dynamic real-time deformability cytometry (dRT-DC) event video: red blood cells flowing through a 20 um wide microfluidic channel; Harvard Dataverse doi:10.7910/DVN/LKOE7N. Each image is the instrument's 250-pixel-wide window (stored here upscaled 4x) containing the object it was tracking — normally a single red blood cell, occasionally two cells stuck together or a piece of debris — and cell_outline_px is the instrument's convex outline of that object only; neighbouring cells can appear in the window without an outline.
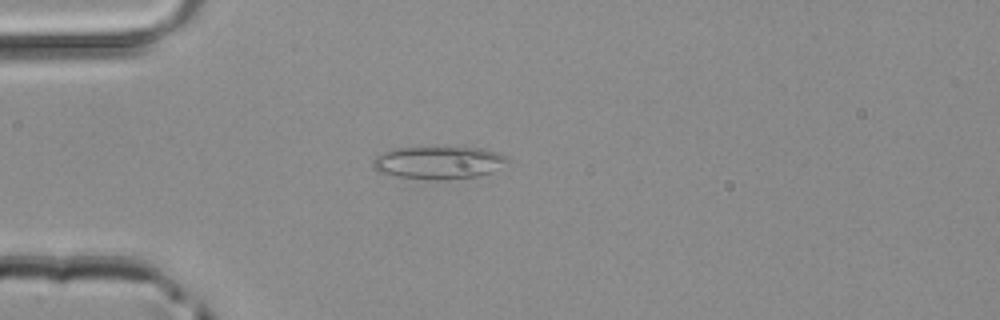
{"species": "common noctule bat (a hibernating species)", "species_latin": "Nyctalus noctula", "temperature_condition": "room temperature", "stored_images_in_passage": 33, "camera_frame_rate_fps": 3000, "um_per_image_px": 0.085, "animal": {"sex": "male", "body_mass_g": 20.4}, "frame": {"image": 1, "passage_image": 3, "time_ms": 0.667, "image_size_px": [1000, 320], "cell_outline_px": [[508, 160], [492, 172], [480, 176], [448, 180], [432, 180], [396, 176], [380, 172], [372, 168], [372, 160], [376, 156], [384, 152], [396, 148], [484, 148], [508, 156]], "centroid_in_image_um": [37.27, 13.84], "position_along_channel_um": 47.7, "area_um2": 25.55}}
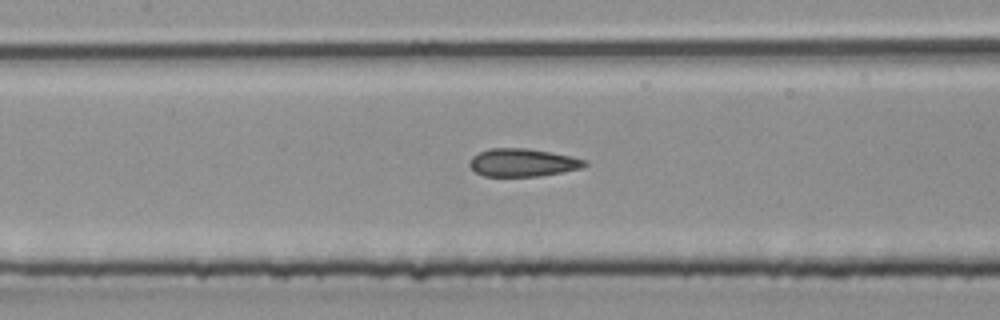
{"frame": {"image": 2, "passage_image": 12, "time_ms": 3.667, "image_size_px": [1000, 320], "cell_outline_px": [[588, 164], [580, 168], [540, 176], [484, 176], [476, 172], [468, 164], [472, 156], [480, 152], [492, 148], [524, 148], [572, 156], [588, 160]], "centroid_in_image_um": [44.43, 13.82], "position_along_channel_um": 163.0, "area_um2": 18.55}}
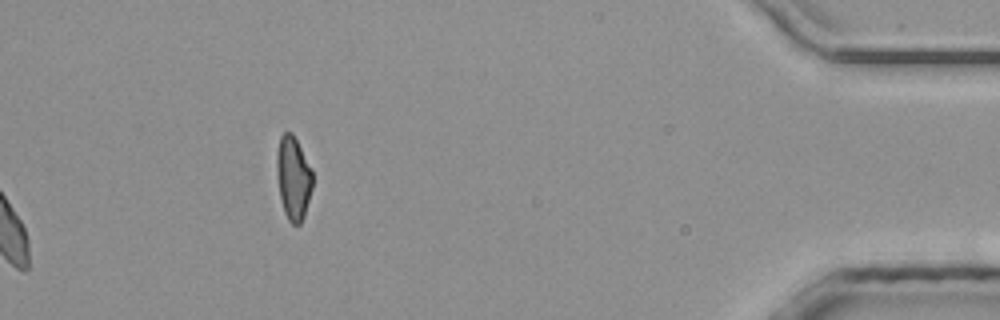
{"frame": {"image": 3, "passage_image": 33, "time_ms": 10.667, "image_size_px": [1000, 320], "cell_outline_px": [[312, 188], [304, 216], [300, 224], [292, 224], [288, 220], [284, 212], [280, 196], [276, 172], [276, 152], [280, 136], [284, 132], [292, 132], [312, 168]], "centroid_in_image_um": [24.92, 15.11], "position_along_channel_um": 410.3, "area_um2": 17.51}}